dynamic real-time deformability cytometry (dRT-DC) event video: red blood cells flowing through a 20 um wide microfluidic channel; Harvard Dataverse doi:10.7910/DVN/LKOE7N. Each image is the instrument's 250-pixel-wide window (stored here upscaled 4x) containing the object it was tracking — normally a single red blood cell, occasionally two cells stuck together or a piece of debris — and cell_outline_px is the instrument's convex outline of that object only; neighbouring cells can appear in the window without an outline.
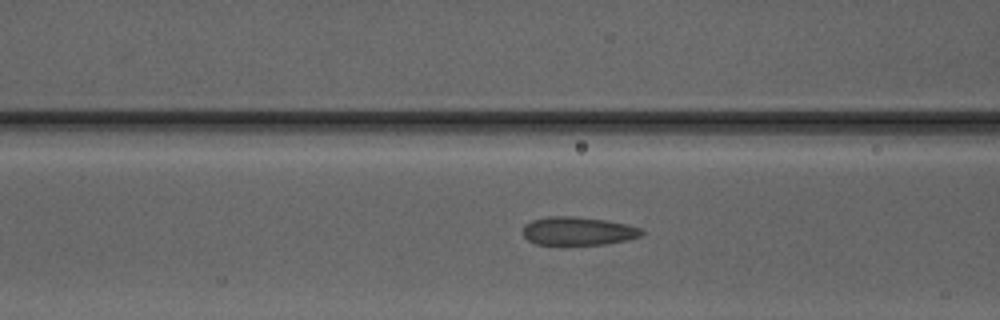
{"species": "Egyptian fruit bat (a non-hibernating species)", "species_latin": "Rousettus aegyptiacus", "temperature_condition": "warm", "stored_images_in_passage": 42, "segment_of_instrument_passage": [1, 2], "camera_frame_rate_fps": 3000, "um_per_image_px": 0.085, "animal": {"sex": "male"}, "frame": {"image": 1, "passage_image": 12, "time_ms": 3.667, "image_size_px": [1000, 320], "cell_outline_px": [[644, 232], [640, 236], [628, 240], [604, 244], [564, 248], [536, 244], [528, 240], [524, 236], [524, 224], [532, 220], [548, 216], [576, 216], [604, 220], [624, 224], [640, 228]], "centroid_in_image_um": [49.07, 19.69], "position_along_channel_um": 117.5, "area_um2": 20.4}}
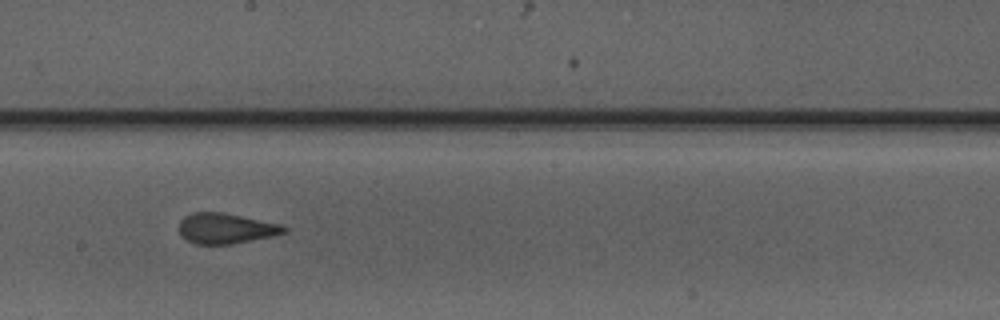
{"frame": {"image": 2, "passage_image": 20, "time_ms": 6.333, "image_size_px": [1000, 320], "cell_outline_px": [[288, 232], [272, 236], [232, 244], [196, 244], [188, 240], [180, 232], [180, 220], [184, 216], [192, 212], [220, 212], [280, 224], [288, 228]], "centroid_in_image_um": [19.21, 19.41], "position_along_channel_um": 229.0, "area_um2": 18.38}}
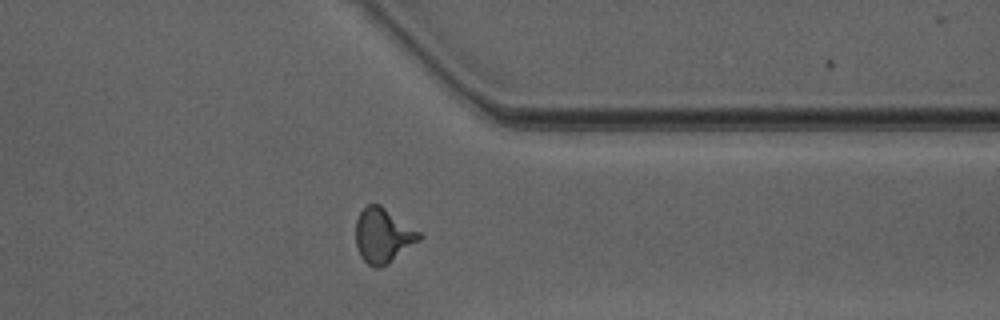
{"frame": {"image": 3, "passage_image": 31, "time_ms": 10.0, "image_size_px": [1000, 320], "cell_outline_px": [[424, 236], [420, 240], [388, 264], [380, 268], [376, 268], [368, 264], [360, 256], [356, 244], [356, 220], [360, 212], [368, 204], [380, 204], [420, 232]], "centroid_in_image_um": [32.56, 20.03], "position_along_channel_um": 378.8, "area_um2": 20.17}}